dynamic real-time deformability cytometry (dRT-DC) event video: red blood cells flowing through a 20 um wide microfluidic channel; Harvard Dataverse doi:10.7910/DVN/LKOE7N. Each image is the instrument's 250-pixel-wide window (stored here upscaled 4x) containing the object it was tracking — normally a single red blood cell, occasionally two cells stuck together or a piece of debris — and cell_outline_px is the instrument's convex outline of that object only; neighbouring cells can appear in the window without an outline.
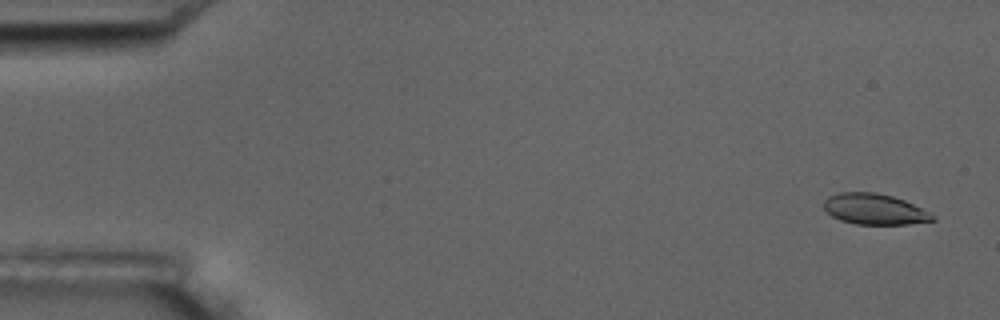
{"species": "common noctule bat (a hibernating species)", "species_latin": "Nyctalus noctula", "temperature_condition": "room temperature", "stored_images_in_passage": 11, "camera_frame_rate_fps": 3000, "um_per_image_px": 0.085, "animal": {"sex": "male", "body_mass_g": 17.5, "forearm_length_mm": 52.3}, "frame": {"image": 1, "passage_image": 1, "time_ms": 0.0, "image_size_px": [1000, 320], "cell_outline_px": [[936, 220], [908, 224], [856, 224], [840, 220], [832, 216], [824, 208], [824, 200], [828, 196], [840, 192], [876, 192], [892, 196], [904, 200], [932, 212], [936, 216]], "centroid_in_image_um": [74.37, 17.77], "position_along_channel_um": 10.6, "area_um2": 19.65}}
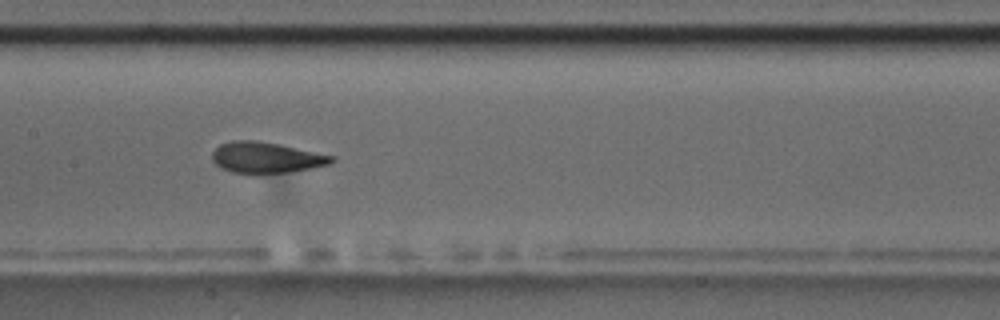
{"frame": {"image": 2, "passage_image": 8, "time_ms": 8.667, "image_size_px": [1000, 320], "cell_outline_px": [[332, 160], [328, 164], [312, 168], [288, 172], [232, 172], [220, 168], [212, 160], [212, 152], [220, 144], [232, 140], [256, 140], [280, 144], [332, 156]], "centroid_in_image_um": [22.55, 13.37], "position_along_channel_um": 184.8, "area_um2": 21.04}}
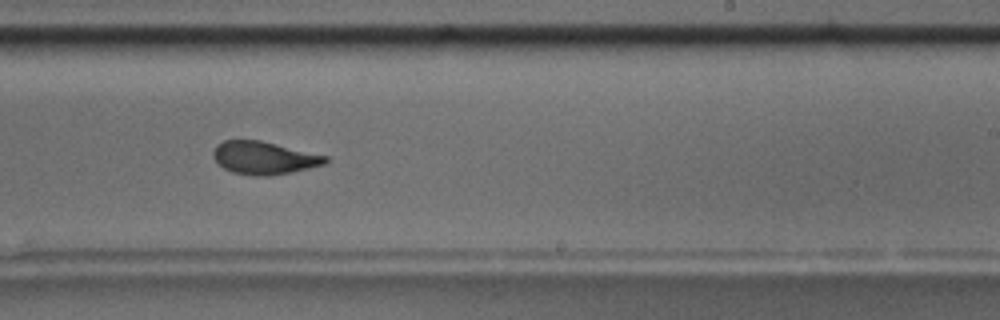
{"frame": {"image": 3, "passage_image": 10, "time_ms": 11.0, "image_size_px": [1000, 320], "cell_outline_px": [[328, 160], [324, 164], [292, 172], [268, 176], [256, 176], [232, 172], [224, 168], [212, 156], [212, 152], [216, 144], [224, 140], [260, 140], [328, 156]], "centroid_in_image_um": [22.42, 13.41], "position_along_channel_um": 266.6, "area_um2": 21.39}}